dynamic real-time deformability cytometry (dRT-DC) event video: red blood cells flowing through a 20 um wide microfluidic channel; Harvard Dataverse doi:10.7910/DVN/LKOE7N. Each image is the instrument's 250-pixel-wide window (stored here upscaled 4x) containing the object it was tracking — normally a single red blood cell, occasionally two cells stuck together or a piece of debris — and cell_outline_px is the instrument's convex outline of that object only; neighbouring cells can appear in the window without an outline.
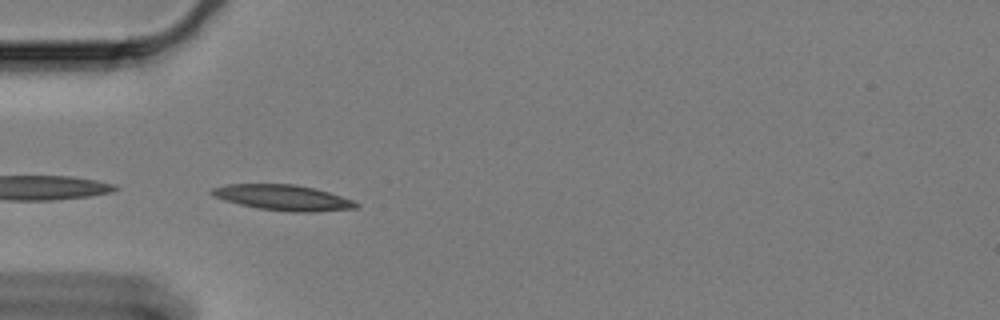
{"species": "Egyptian fruit bat (a non-hibernating species)", "species_latin": "Rousettus aegyptiacus", "temperature_condition": "cold", "stored_images_in_passage": 4, "camera_frame_rate_fps": 3000, "um_per_image_px": 0.085, "animal": {"sex": "female"}, "frame": {"image": 1, "passage_image": 1, "time_ms": 0.0, "image_size_px": [1000, 320], "cell_outline_px": [[360, 204], [356, 208], [316, 212], [288, 212], [260, 208], [240, 204], [224, 200], [208, 192], [212, 188], [228, 184], [296, 184], [316, 188], [352, 200]], "centroid_in_image_um": [24.08, 16.79], "position_along_channel_um": 60.9, "area_um2": 21.39}}